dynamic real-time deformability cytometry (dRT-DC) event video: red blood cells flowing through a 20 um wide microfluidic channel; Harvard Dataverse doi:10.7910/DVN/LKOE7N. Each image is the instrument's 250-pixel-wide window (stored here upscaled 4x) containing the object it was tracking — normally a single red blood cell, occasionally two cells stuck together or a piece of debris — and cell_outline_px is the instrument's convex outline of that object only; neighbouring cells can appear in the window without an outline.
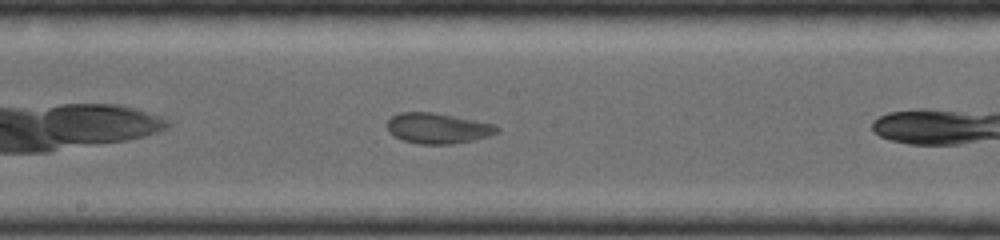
{"species": "common noctule bat (a hibernating species)", "species_latin": "Nyctalus noctula", "temperature_condition": "room temperature", "stored_images_in_passage": 32, "camera_frame_rate_fps": 4000, "um_per_image_px": 0.085, "animal": {"sex": "female", "body_mass_g": 19.0, "forearm_length_mm": 56.7}, "frame": {"image": 1, "passage_image": 14, "time_ms": 3.25, "image_size_px": [1000, 240], "cell_outline_px": [[500, 132], [476, 140], [452, 144], [416, 144], [404, 140], [388, 132], [388, 120], [392, 116], [400, 112], [432, 112], [496, 124], [500, 128]], "centroid_in_image_um": [37.25, 10.91], "position_along_channel_um": 210.9, "area_um2": 19.59}}